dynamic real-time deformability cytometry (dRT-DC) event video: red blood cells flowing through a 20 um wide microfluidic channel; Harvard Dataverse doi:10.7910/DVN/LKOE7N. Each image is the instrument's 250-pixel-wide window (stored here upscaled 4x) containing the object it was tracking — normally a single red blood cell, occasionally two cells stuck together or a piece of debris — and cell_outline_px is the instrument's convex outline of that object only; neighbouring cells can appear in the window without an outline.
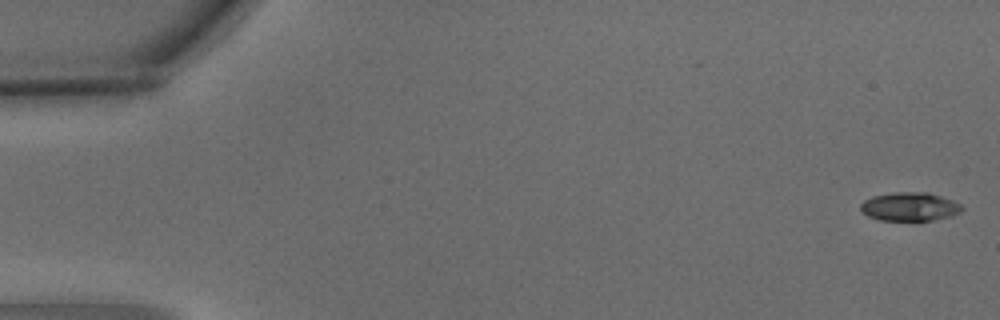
{"species": "common noctule bat (a hibernating species)", "species_latin": "Nyctalus noctula", "temperature_condition": "warm", "stored_images_in_passage": 5, "camera_frame_rate_fps": 3000, "um_per_image_px": 0.085, "animal": {"sex": "male", "body_mass_g": 15.6}, "frame": {"image": 1, "passage_image": 1, "time_ms": 0.0, "image_size_px": [1000, 320], "cell_outline_px": [[964, 208], [960, 212], [952, 216], [932, 220], [880, 220], [868, 216], [860, 212], [860, 204], [864, 200], [872, 196], [892, 192], [928, 192], [952, 200], [960, 204]], "centroid_in_image_um": [77.3, 17.56], "position_along_channel_um": 7.7, "area_um2": 16.99}}
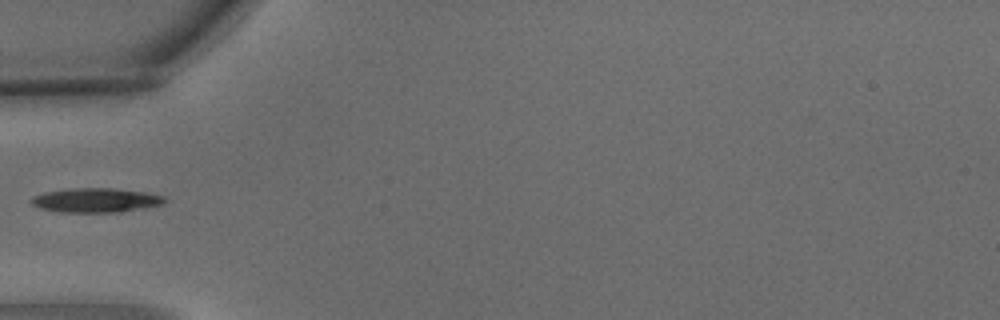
{"frame": {"image": 2, "passage_image": 5, "time_ms": 1.333, "image_size_px": [1000, 320], "cell_outline_px": [[168, 200], [164, 204], [144, 208], [120, 212], [60, 212], [40, 208], [32, 204], [28, 200], [32, 196], [44, 192], [68, 188], [112, 188], [144, 192], [164, 196]], "centroid_in_image_um": [8.13, 17.02], "position_along_channel_um": 76.9, "area_um2": 19.07}}